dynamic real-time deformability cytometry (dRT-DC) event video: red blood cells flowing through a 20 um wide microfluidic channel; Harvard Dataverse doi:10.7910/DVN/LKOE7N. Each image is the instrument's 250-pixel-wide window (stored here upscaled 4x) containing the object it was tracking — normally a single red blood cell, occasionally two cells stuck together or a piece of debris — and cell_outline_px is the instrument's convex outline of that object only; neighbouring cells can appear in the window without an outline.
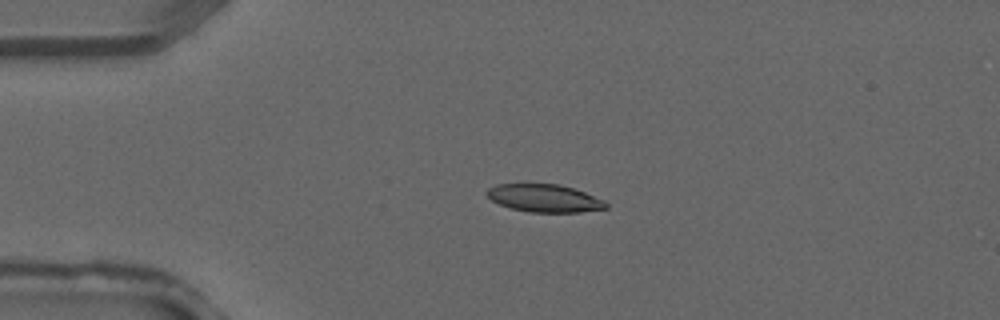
{"species": "common noctule bat (a hibernating species)", "species_latin": "Nyctalus noctula", "temperature_condition": "warm", "stored_images_in_passage": 3, "camera_frame_rate_fps": 3000, "um_per_image_px": 0.085, "animal": {"sex": "male", "forearm_length_mm": 52.5}, "frame": {"image": 1, "passage_image": 3, "time_ms": 0.667, "image_size_px": [1000, 320], "cell_outline_px": [[608, 208], [580, 212], [528, 212], [512, 208], [500, 204], [492, 200], [488, 196], [488, 188], [496, 184], [560, 184], [584, 192], [604, 200], [608, 204]], "centroid_in_image_um": [46.3, 16.85], "position_along_channel_um": 38.7, "area_um2": 19.07}}